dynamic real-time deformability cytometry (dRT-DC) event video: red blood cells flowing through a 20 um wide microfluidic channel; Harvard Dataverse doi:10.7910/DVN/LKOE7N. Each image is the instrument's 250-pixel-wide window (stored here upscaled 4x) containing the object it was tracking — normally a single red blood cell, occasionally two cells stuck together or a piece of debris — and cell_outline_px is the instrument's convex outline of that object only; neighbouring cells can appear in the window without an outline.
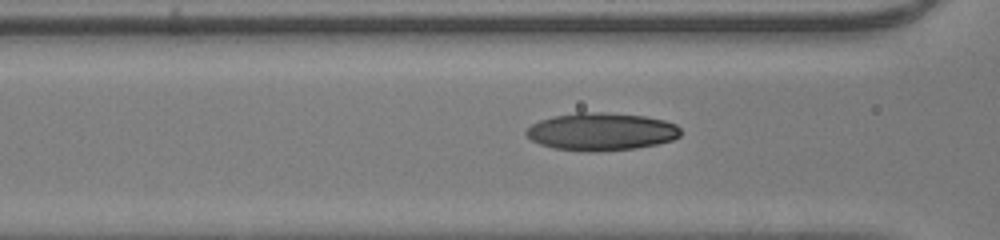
{"species": "human", "species_latin": "Homo sapiens", "temperature_condition": "room temperature", "stored_images_in_passage": 19, "camera_frame_rate_fps": 3000, "um_per_image_px": 0.085, "donor": {"sex": "male"}, "frame": {"image": 1, "passage_image": 11, "time_ms": 3.333, "image_size_px": [1000, 240], "cell_outline_px": [[680, 136], [672, 140], [656, 144], [636, 148], [592, 152], [556, 148], [540, 144], [532, 140], [524, 132], [532, 124], [540, 120], [552, 116], [576, 112], [604, 112], [644, 116], [664, 120], [676, 124], [680, 128]], "centroid_in_image_um": [51.11, 11.18], "position_along_channel_um": 115.5, "area_um2": 33.81}}
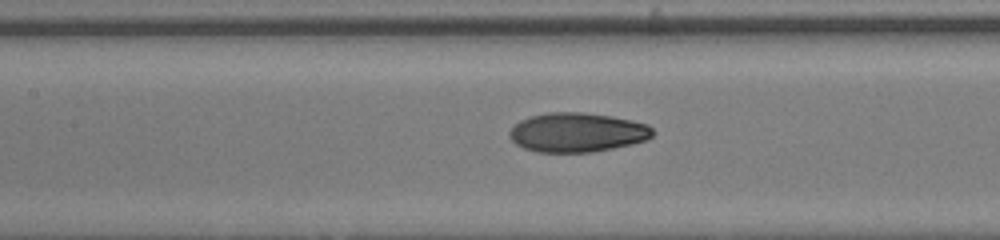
{"frame": {"image": 2, "passage_image": 14, "time_ms": 4.333, "image_size_px": [1000, 240], "cell_outline_px": [[652, 136], [648, 140], [632, 144], [592, 152], [536, 152], [524, 148], [516, 144], [508, 136], [508, 132], [520, 120], [528, 116], [548, 112], [580, 112], [612, 116], [632, 120], [648, 124], [652, 128]], "centroid_in_image_um": [49.05, 11.25], "position_along_channel_um": 158.4, "area_um2": 32.95}}
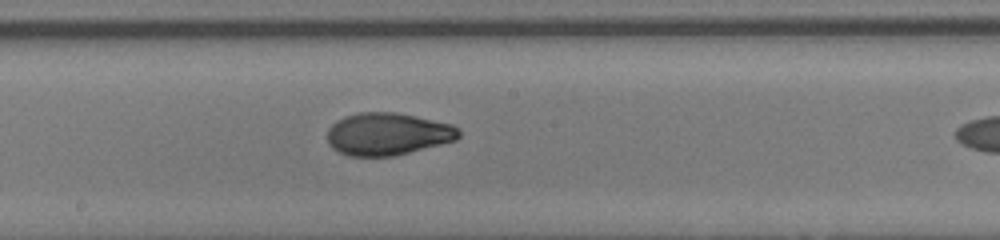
{"frame": {"image": 3, "passage_image": 18, "time_ms": 5.667, "image_size_px": [1000, 240], "cell_outline_px": [[460, 136], [456, 140], [392, 156], [348, 156], [332, 148], [328, 144], [328, 128], [336, 120], [344, 116], [360, 112], [396, 112], [416, 116], [452, 124], [460, 128]], "centroid_in_image_um": [32.94, 11.38], "position_along_channel_um": 215.3, "area_um2": 32.54}}